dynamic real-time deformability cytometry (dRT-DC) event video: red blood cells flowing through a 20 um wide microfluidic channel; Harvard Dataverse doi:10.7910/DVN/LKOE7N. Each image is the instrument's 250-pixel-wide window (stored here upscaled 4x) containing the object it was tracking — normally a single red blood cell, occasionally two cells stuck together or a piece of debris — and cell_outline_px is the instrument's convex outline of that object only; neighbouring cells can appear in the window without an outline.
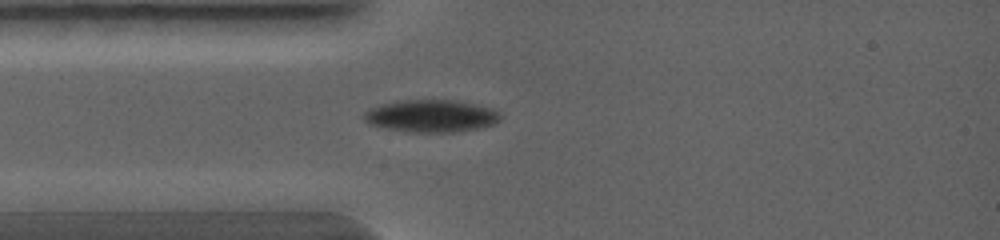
{"species": "common noctule bat (a hibernating species)", "species_latin": "Nyctalus noctula", "temperature_condition": "warm", "stored_images_in_passage": 1, "camera_frame_rate_fps": 5000, "um_per_image_px": 0.085, "animal": {"sex": "female", "body_mass_g": 19.0, "forearm_length_mm": 56.7}, "frame": {"image": 1, "passage_image": 1, "time_ms": 0.0, "image_size_px": [1000, 240], "cell_outline_px": [[504, 116], [500, 120], [492, 124], [480, 128], [456, 132], [408, 132], [368, 124], [364, 120], [364, 112], [368, 108], [380, 104], [396, 100], [456, 100], [476, 104], [492, 108], [500, 112]], "centroid_in_image_um": [36.66, 9.85], "position_along_channel_um": 48.3, "area_um2": 26.07}}